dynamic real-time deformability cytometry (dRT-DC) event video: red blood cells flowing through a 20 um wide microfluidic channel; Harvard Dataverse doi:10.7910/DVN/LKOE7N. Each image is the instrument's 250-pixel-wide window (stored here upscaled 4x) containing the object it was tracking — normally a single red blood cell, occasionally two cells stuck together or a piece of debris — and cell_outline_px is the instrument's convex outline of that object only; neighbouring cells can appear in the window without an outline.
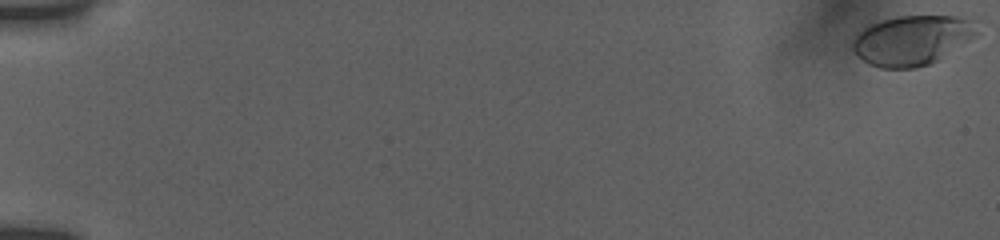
{"species": "human", "species_latin": "Homo sapiens", "temperature_condition": "room temperature", "stored_images_in_passage": 56, "camera_frame_rate_fps": 3000, "um_per_image_px": 0.085, "donor": {"sex": "female"}, "frame": {"image": 1, "passage_image": 1, "time_ms": 0.0, "image_size_px": [1000, 240], "cell_outline_px": [[980, 32], [968, 40], [936, 60], [928, 64], [916, 68], [880, 68], [868, 64], [852, 48], [852, 40], [864, 28], [880, 20], [900, 16], [964, 16], [972, 20]], "centroid_in_image_um": [77.52, 3.4], "position_along_channel_um": 7.5, "area_um2": 35.6}}
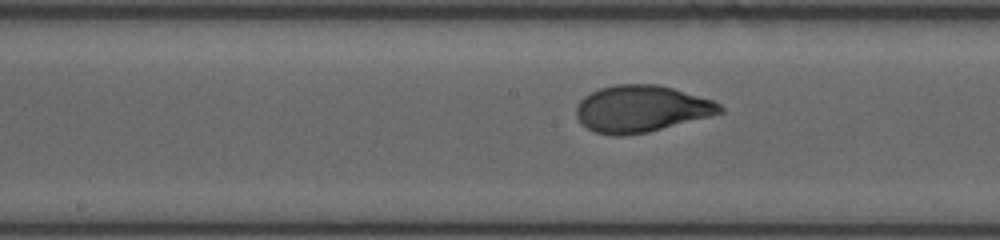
{"frame": {"image": 2, "passage_image": 31, "time_ms": 10.0, "image_size_px": [1000, 240], "cell_outline_px": [[724, 112], [712, 116], [648, 132], [620, 136], [612, 136], [596, 132], [580, 124], [576, 116], [576, 104], [584, 96], [600, 88], [616, 84], [656, 84], [672, 88], [712, 100], [720, 104], [724, 108]], "centroid_in_image_um": [54.49, 9.25], "position_along_channel_um": 193.7, "area_um2": 39.25}}
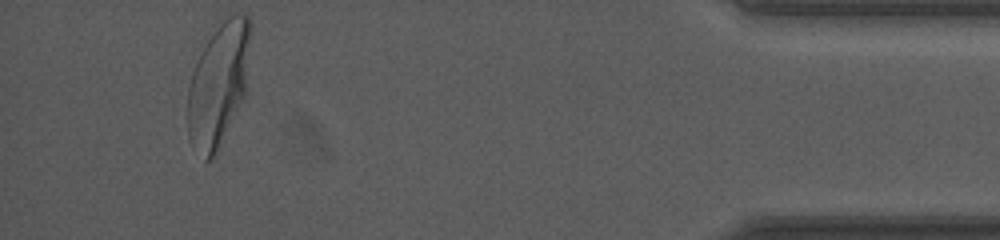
{"frame": {"image": 3, "passage_image": 53, "time_ms": 17.333, "image_size_px": [1000, 240], "cell_outline_px": [[252, 28], [244, 100], [216, 156], [208, 160], [204, 160], [188, 136], [188, 88], [192, 72], [196, 60], [212, 24], [236, 12], [244, 12], [248, 16], [252, 24]], "centroid_in_image_um": [18.59, 7.06], "position_along_channel_um": 416.6, "area_um2": 46.59}, "authors_computed_cell_mechanics": {"area_um2": 38.4659, "velocity_mm_per_s": 3.8225, "shape_relaxation_time_tau1_ms": 4.4425, "shape_relaxation_time_tau2_ms": null, "deformation_change_tau1": 0.1949, "deformation_change_tau2": null}}